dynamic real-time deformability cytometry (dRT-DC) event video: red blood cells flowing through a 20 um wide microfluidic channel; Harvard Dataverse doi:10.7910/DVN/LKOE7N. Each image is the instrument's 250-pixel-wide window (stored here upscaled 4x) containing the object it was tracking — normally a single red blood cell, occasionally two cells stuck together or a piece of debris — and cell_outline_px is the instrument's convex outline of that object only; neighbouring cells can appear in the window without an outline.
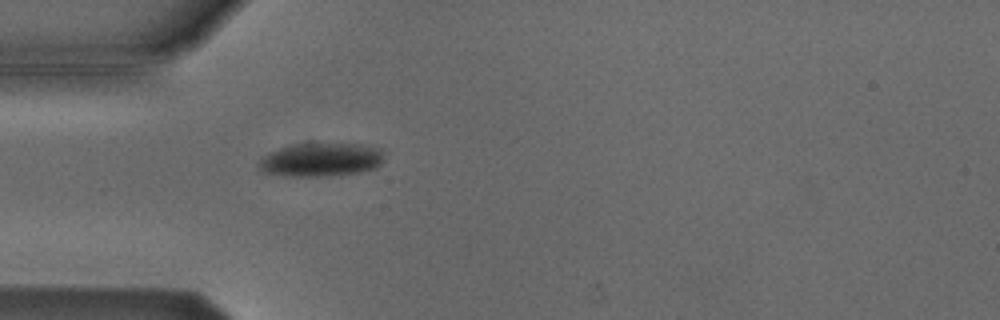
{"species": "Egyptian fruit bat (a non-hibernating species)", "species_latin": "Rousettus aegyptiacus", "temperature_condition": "cold", "stored_images_in_passage": 33, "camera_frame_rate_fps": 3000, "um_per_image_px": 0.085, "animal": {"sex": "male"}, "frame": {"image": 1, "passage_image": 2, "time_ms": 0.333, "image_size_px": [1000, 320], "cell_outline_px": [[384, 160], [376, 168], [360, 172], [328, 176], [284, 176], [264, 172], [256, 164], [260, 156], [268, 152], [292, 144], [360, 144], [380, 148]], "centroid_in_image_um": [27.24, 13.58], "position_along_channel_um": 57.8, "area_um2": 24.68}}
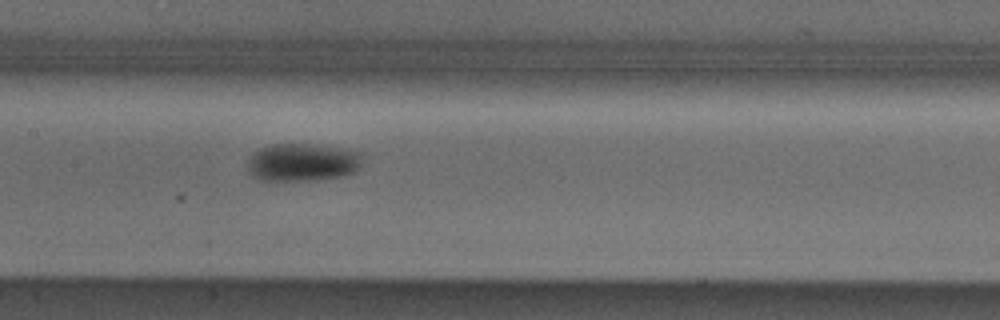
{"frame": {"image": 2, "passage_image": 12, "time_ms": 3.667, "image_size_px": [1000, 320], "cell_outline_px": [[364, 152], [360, 168], [356, 172], [344, 176], [316, 180], [264, 180], [252, 176], [248, 172], [248, 160], [260, 148], [268, 144], [312, 144], [340, 148]], "centroid_in_image_um": [25.77, 13.79], "position_along_channel_um": 181.6, "area_um2": 25.61}}
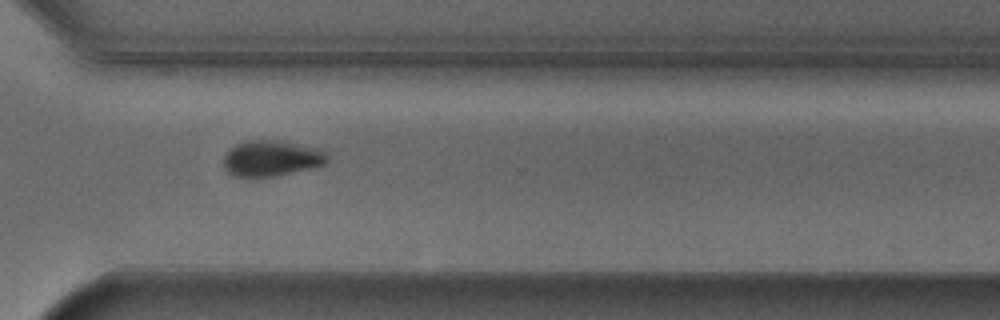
{"frame": {"image": 3, "passage_image": 25, "time_ms": 8.0, "image_size_px": [1000, 320], "cell_outline_px": [[328, 160], [324, 164], [312, 168], [276, 176], [232, 176], [224, 168], [224, 156], [236, 144], [244, 140], [280, 140], [320, 148], [328, 152]], "centroid_in_image_um": [23.11, 13.44], "position_along_channel_um": 347.5, "area_um2": 21.79}, "authors_computed_cell_mechanics": {"area_um2": 24.6228, "velocity_mm_per_s": 3.832, "shape_relaxation_time_tau1_ms": 2.5887, "shape_relaxation_time_tau2_ms": null, "deformation_change_tau1": 0.084, "deformation_change_tau2": null}}